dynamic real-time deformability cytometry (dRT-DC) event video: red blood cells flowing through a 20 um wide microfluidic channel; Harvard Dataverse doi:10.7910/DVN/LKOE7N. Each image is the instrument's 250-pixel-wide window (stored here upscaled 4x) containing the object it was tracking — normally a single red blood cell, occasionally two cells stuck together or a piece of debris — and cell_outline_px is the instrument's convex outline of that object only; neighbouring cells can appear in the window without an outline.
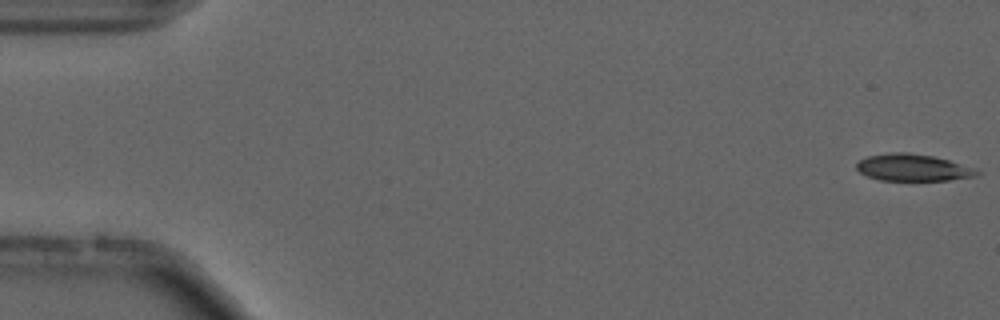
{"species": "common noctule bat (a hibernating species)", "species_latin": "Nyctalus noctula", "temperature_condition": "cold", "stored_images_in_passage": 55, "camera_frame_rate_fps": 3000, "um_per_image_px": 0.085, "animal": {"sex": "male", "forearm_length_mm": 52.5}, "frame": {"image": 1, "passage_image": 1, "time_ms": 0.0, "image_size_px": [1000, 320], "cell_outline_px": [[980, 172], [976, 176], [948, 180], [880, 180], [868, 176], [860, 172], [856, 168], [856, 164], [860, 160], [868, 156], [892, 152], [908, 152], [932, 156], [948, 160], [972, 168]], "centroid_in_image_um": [77.55, 14.24], "position_along_channel_um": 7.4, "area_um2": 18.55}}
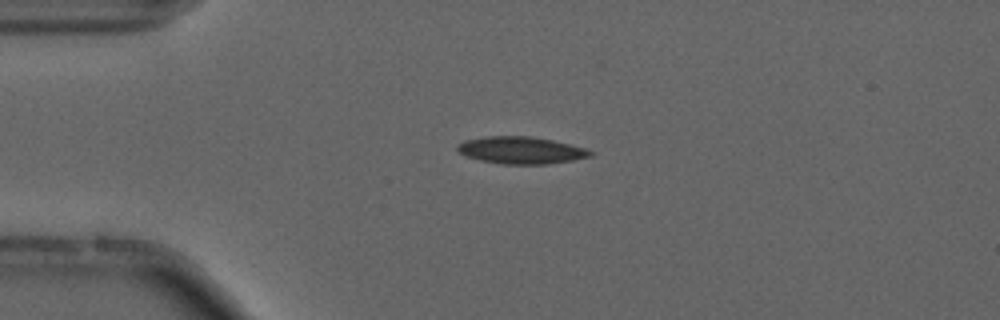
{"frame": {"image": 2, "passage_image": 13, "time_ms": 4.0, "image_size_px": [1000, 320], "cell_outline_px": [[596, 152], [592, 156], [572, 160], [544, 164], [504, 164], [480, 160], [468, 156], [460, 152], [456, 148], [464, 140], [484, 136], [532, 136], [552, 140], [584, 148]], "centroid_in_image_um": [44.3, 12.76], "position_along_channel_um": 40.7, "area_um2": 20.81}, "authors_computed_cell_mechanics": {"area_um2": 19.363, "velocity_mm_per_s": 3.7267, "shape_relaxation_time_tau1_ms": 6.961, "shape_relaxation_time_tau2_ms": 3.808, "deformation_change_tau1": 0.1668, "deformation_change_tau2": 0.1363}}